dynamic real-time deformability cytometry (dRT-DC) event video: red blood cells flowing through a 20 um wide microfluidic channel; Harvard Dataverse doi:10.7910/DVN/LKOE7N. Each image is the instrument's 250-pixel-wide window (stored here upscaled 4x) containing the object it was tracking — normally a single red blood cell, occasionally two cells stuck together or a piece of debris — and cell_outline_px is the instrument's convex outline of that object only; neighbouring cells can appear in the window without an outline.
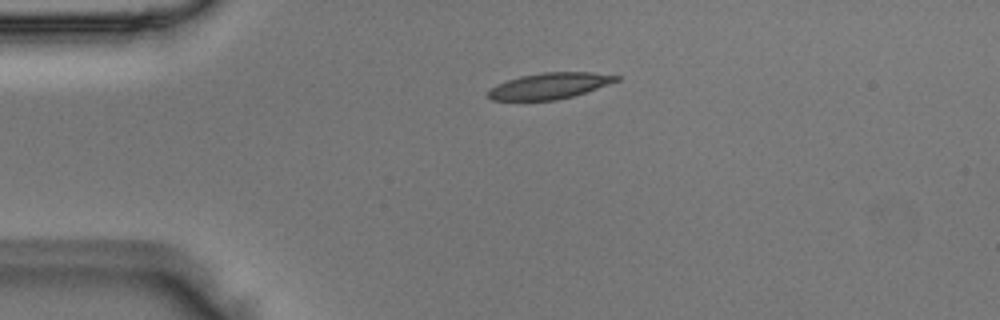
{"species": "Egyptian fruit bat (a non-hibernating species)", "species_latin": "Rousettus aegyptiacus", "temperature_condition": "room temperature", "stored_images_in_passage": 39, "camera_frame_rate_fps": 3000, "um_per_image_px": 0.085, "animal": {"sex": "male"}, "frame": {"image": 1, "passage_image": 1, "time_ms": 0.0, "image_size_px": [1000, 320], "cell_outline_px": [[620, 80], [572, 96], [556, 100], [492, 100], [488, 96], [488, 92], [496, 84], [520, 76], [544, 72], [592, 72], [620, 76]], "centroid_in_image_um": [46.71, 7.29], "position_along_channel_um": 38.3, "area_um2": 19.19}}
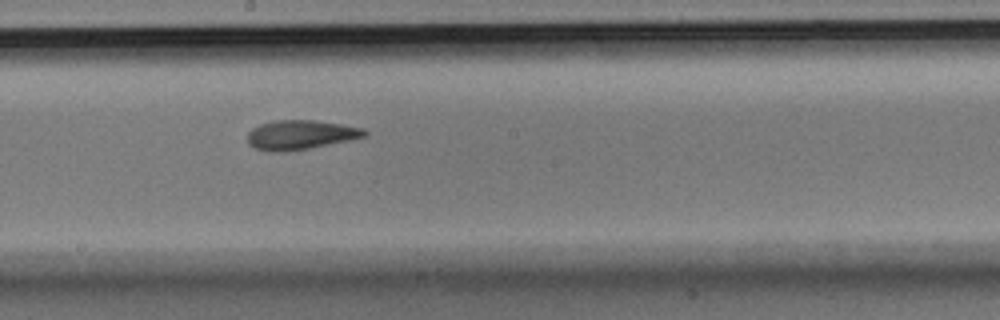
{"frame": {"image": 2, "passage_image": 17, "time_ms": 5.333, "image_size_px": [1000, 320], "cell_outline_px": [[368, 136], [352, 140], [308, 148], [284, 152], [272, 152], [256, 148], [248, 144], [248, 132], [252, 128], [260, 124], [276, 120], [316, 120], [364, 128], [368, 132]], "centroid_in_image_um": [25.57, 11.46], "position_along_channel_um": 222.6, "area_um2": 20.11}}
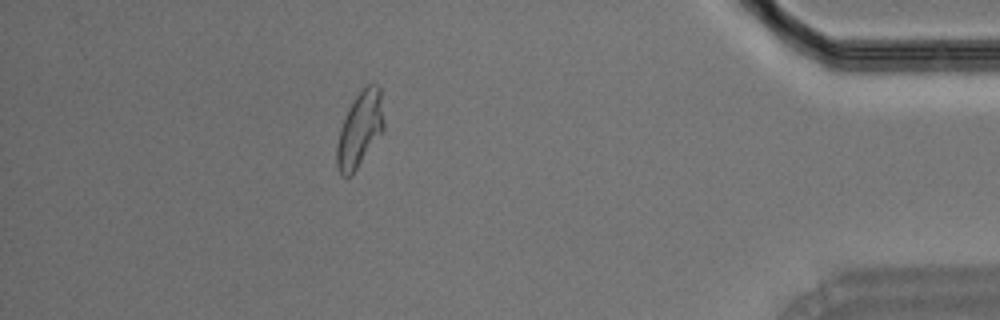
{"frame": {"image": 3, "passage_image": 34, "time_ms": 11.0, "image_size_px": [1000, 320], "cell_outline_px": [[384, 128], [352, 176], [344, 176], [336, 168], [336, 144], [340, 128], [348, 108], [356, 96], [368, 84], [376, 84], [380, 88], [384, 124]], "centroid_in_image_um": [30.56, 11.02], "position_along_channel_um": 404.6, "area_um2": 20.4}}